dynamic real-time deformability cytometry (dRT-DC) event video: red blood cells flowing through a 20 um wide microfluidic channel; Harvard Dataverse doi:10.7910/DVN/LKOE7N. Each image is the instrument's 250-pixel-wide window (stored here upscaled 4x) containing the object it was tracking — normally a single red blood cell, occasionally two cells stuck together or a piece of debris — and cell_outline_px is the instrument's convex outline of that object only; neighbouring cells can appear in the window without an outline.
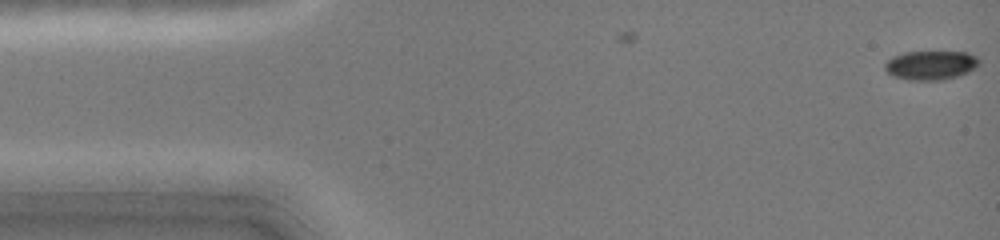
{"species": "common noctule bat (a hibernating species)", "species_latin": "Nyctalus noctula", "temperature_condition": "cold", "stored_images_in_passage": 4, "camera_frame_rate_fps": 3000, "um_per_image_px": 0.085, "animal": {"sex": "female", "body_mass_g": 19.0, "forearm_length_mm": 51.5}, "frame": {"image": 1, "passage_image": 4, "time_ms": 1.0, "image_size_px": [1000, 240], "cell_outline_px": [[980, 64], [976, 68], [968, 72], [944, 80], [908, 80], [892, 76], [884, 68], [884, 64], [892, 56], [904, 52], [968, 52], [976, 56], [980, 60]], "centroid_in_image_um": [79.12, 5.54], "position_along_channel_um": 5.9, "area_um2": 16.13}}